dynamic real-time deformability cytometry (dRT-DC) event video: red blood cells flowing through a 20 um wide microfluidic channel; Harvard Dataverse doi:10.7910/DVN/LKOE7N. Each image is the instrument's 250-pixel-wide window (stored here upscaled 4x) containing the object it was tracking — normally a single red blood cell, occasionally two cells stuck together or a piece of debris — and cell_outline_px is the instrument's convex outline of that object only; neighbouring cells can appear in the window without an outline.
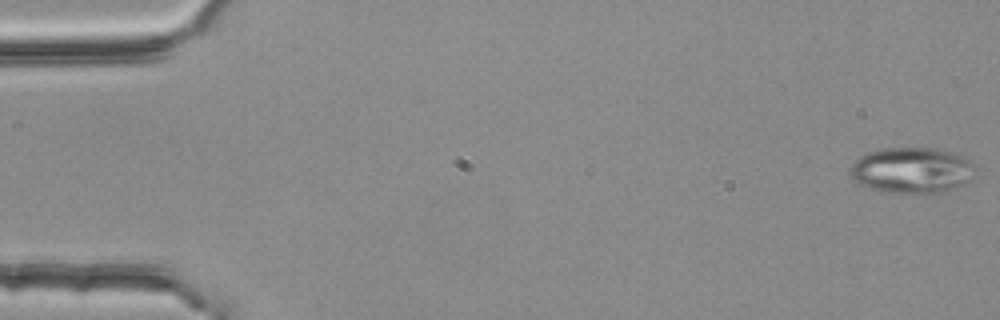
{"species": "common noctule bat (a hibernating species)", "species_latin": "Nyctalus noctula", "temperature_condition": "room temperature", "stored_images_in_passage": 54, "camera_frame_rate_fps": 3000, "um_per_image_px": 0.085, "animal": {"sex": "female", "body_mass_g": 25.1}, "frame": {"image": 1, "passage_image": 1, "time_ms": 0.0, "image_size_px": [1000, 320], "cell_outline_px": [[976, 176], [972, 180], [964, 184], [936, 192], [892, 192], [872, 188], [860, 184], [848, 176], [848, 168], [860, 156], [868, 152], [884, 148], [936, 148], [952, 152], [972, 160]], "centroid_in_image_um": [77.51, 14.44], "position_along_channel_um": 7.5, "area_um2": 33.29}}
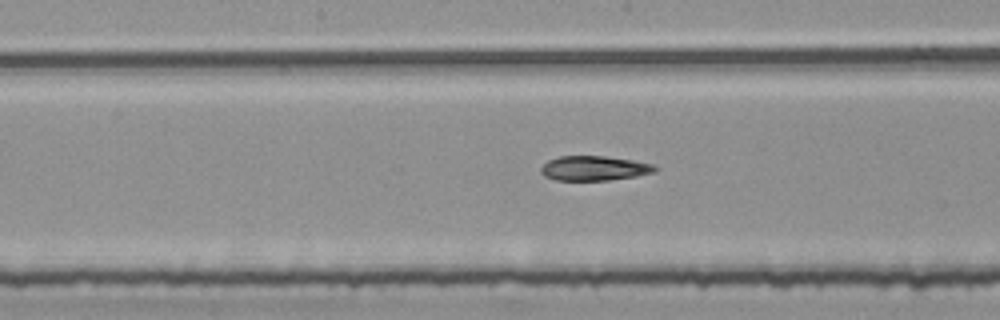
{"frame": {"image": 2, "passage_image": 28, "time_ms": 9.0, "image_size_px": [1000, 320], "cell_outline_px": [[660, 168], [656, 172], [636, 176], [608, 180], [556, 180], [544, 176], [540, 172], [540, 168], [548, 160], [560, 156], [604, 156], [632, 160], [652, 164]], "centroid_in_image_um": [50.51, 14.3], "position_along_channel_um": 197.7, "area_um2": 16.42}}
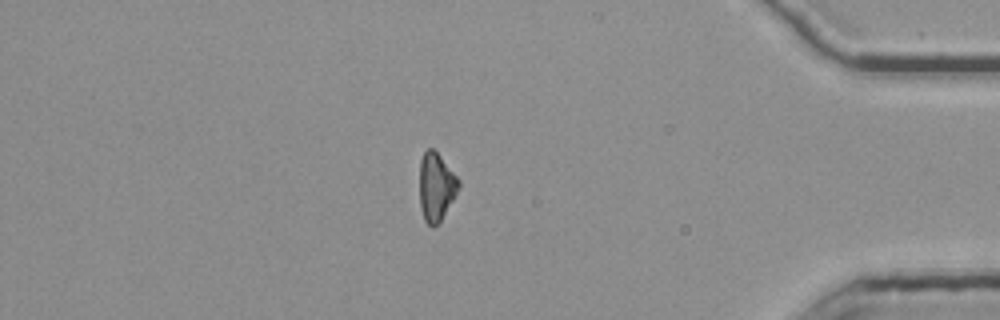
{"frame": {"image": 3, "passage_image": 47, "time_ms": 15.333, "image_size_px": [1000, 320], "cell_outline_px": [[460, 188], [440, 220], [432, 228], [424, 220], [420, 204], [420, 160], [424, 152], [428, 148], [432, 148], [436, 152], [460, 180]], "centroid_in_image_um": [37.07, 15.87], "position_along_channel_um": 398.1, "area_um2": 15.26}, "authors_computed_cell_mechanics": {"area_um2": 17.0221, "velocity_mm_per_s": 3.7783, "shape_relaxation_time_tau1_ms": null, "shape_relaxation_time_tau2_ms": 3.8435, "deformation_change_tau1": null, "deformation_change_tau2": 0.1}}